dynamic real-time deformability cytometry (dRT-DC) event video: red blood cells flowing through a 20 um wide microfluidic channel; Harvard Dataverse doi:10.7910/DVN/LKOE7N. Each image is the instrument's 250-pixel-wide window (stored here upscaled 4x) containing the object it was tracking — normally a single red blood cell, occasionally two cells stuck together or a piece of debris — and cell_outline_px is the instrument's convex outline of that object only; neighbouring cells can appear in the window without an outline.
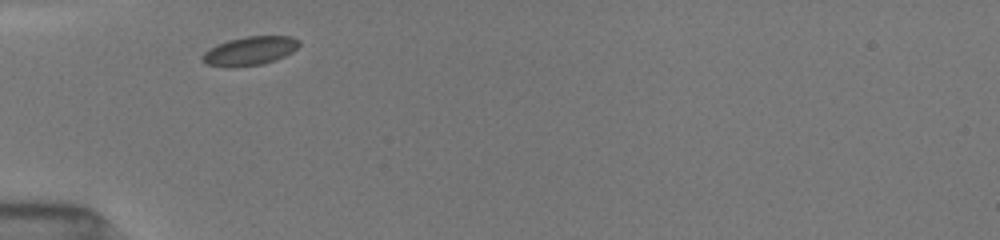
{"species": "common noctule bat (a hibernating species)", "species_latin": "Nyctalus noctula", "temperature_condition": "room temperature", "stored_images_in_passage": 3, "camera_frame_rate_fps": 3000, "um_per_image_px": 0.085, "animal": {"sex": "female", "body_mass_g": 19.5, "forearm_length_mm": 54.1}, "frame": {"image": 1, "passage_image": 1, "time_ms": 0.0, "image_size_px": [1000, 240], "cell_outline_px": [[300, 44], [292, 52], [276, 60], [260, 64], [232, 68], [224, 68], [208, 64], [200, 60], [200, 56], [208, 48], [216, 44], [228, 40], [244, 36], [292, 36], [300, 40]], "centroid_in_image_um": [21.19, 4.33], "position_along_channel_um": 63.8, "area_um2": 16.53}}
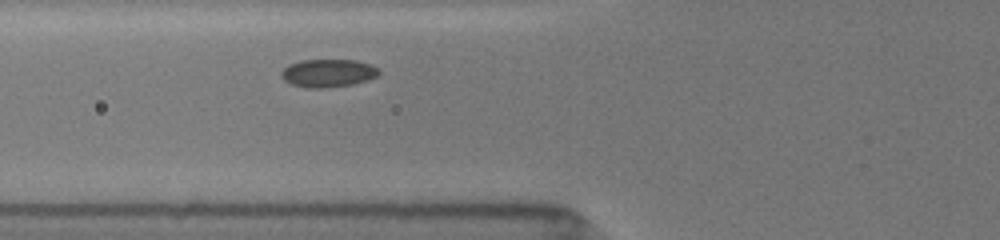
{"frame": {"image": 2, "passage_image": 3, "time_ms": 1.0, "image_size_px": [1000, 240], "cell_outline_px": [[380, 72], [376, 76], [368, 80], [352, 84], [320, 88], [308, 88], [292, 84], [284, 80], [280, 76], [280, 72], [288, 64], [300, 60], [356, 60], [380, 68]], "centroid_in_image_um": [27.86, 6.2], "position_along_channel_um": 97.9, "area_um2": 15.9}}